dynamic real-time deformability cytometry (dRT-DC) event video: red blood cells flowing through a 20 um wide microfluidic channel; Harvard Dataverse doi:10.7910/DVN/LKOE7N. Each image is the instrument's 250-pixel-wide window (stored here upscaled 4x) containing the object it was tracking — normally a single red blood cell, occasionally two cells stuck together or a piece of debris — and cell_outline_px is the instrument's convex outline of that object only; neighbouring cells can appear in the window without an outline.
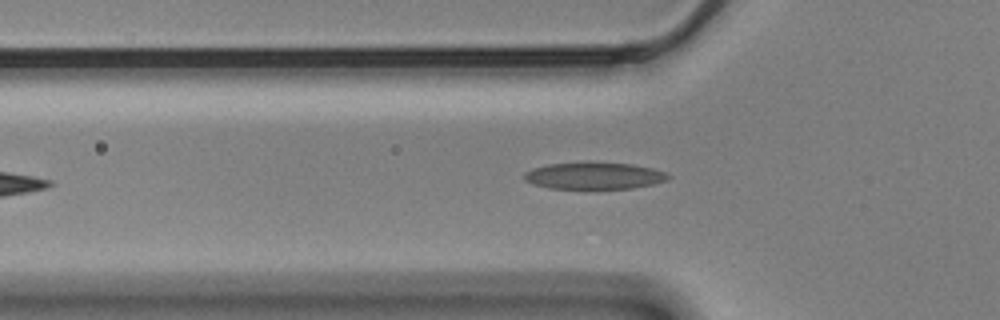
{"species": "Egyptian fruit bat (a non-hibernating species)", "species_latin": "Rousettus aegyptiacus", "temperature_condition": "cold", "stored_images_in_passage": 9, "camera_frame_rate_fps": 3000, "um_per_image_px": 0.085, "animal": {"sex": "male"}, "frame": {"image": 1, "passage_image": 6, "time_ms": 1.667, "image_size_px": [1000, 320], "cell_outline_px": [[672, 176], [668, 180], [652, 184], [632, 188], [592, 192], [584, 192], [548, 188], [532, 184], [524, 180], [524, 172], [532, 168], [548, 164], [632, 164], [652, 168], [664, 172]], "centroid_in_image_um": [50.47, 15.03], "position_along_channel_um": 75.3, "area_um2": 23.18}}